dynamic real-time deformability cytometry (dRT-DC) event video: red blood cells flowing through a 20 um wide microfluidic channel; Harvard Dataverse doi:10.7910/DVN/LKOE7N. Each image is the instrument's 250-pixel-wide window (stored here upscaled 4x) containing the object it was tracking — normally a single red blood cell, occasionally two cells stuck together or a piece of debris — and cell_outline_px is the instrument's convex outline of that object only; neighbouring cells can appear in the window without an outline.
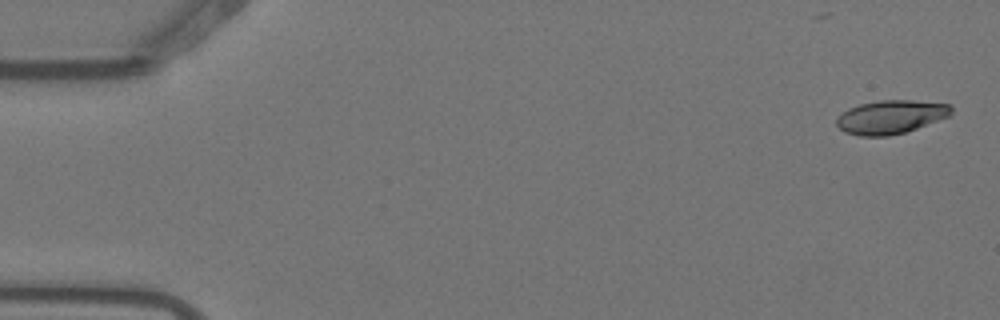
{"species": "Egyptian fruit bat (a non-hibernating species)", "species_latin": "Rousettus aegyptiacus", "temperature_condition": "warm", "stored_images_in_passage": 5, "camera_frame_rate_fps": 3000, "um_per_image_px": 0.085, "animal": {"sex": "female"}, "frame": {"image": 1, "passage_image": 1, "time_ms": 0.0, "image_size_px": [1000, 320], "cell_outline_px": [[952, 112], [948, 116], [916, 128], [904, 132], [888, 136], [860, 136], [844, 132], [836, 124], [836, 120], [848, 108], [860, 104], [880, 100], [912, 100], [952, 104]], "centroid_in_image_um": [75.71, 9.93], "position_along_channel_um": 9.3, "area_um2": 22.25}}
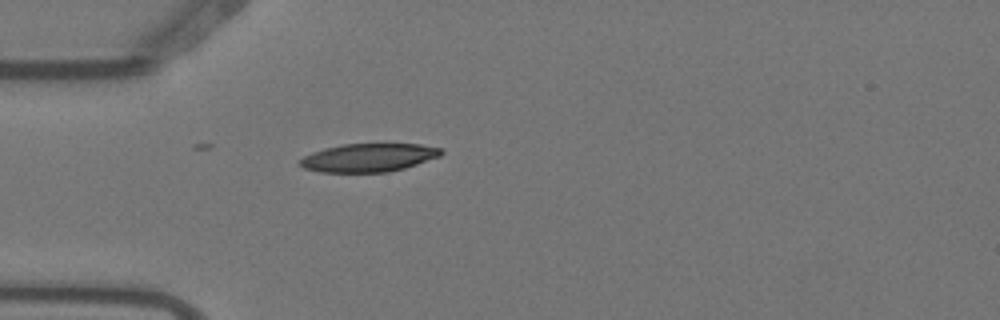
{"frame": {"image": 2, "passage_image": 5, "time_ms": 1.333, "image_size_px": [1000, 320], "cell_outline_px": [[444, 152], [440, 156], [404, 168], [388, 172], [320, 172], [304, 168], [300, 164], [300, 160], [304, 156], [312, 152], [324, 148], [344, 144], [420, 144], [444, 148]], "centroid_in_image_um": [31.36, 13.39], "position_along_channel_um": 53.6, "area_um2": 23.24}}